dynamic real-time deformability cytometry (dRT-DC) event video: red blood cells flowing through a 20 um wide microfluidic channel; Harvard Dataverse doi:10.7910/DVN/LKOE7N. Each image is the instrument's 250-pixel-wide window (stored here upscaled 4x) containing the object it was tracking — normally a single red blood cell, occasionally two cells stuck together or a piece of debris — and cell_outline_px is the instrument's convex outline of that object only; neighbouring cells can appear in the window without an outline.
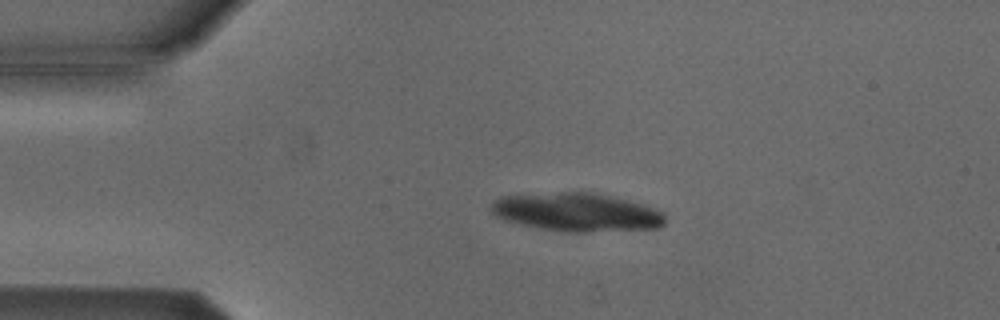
{"species": "Egyptian fruit bat (a non-hibernating species)", "species_latin": "Rousettus aegyptiacus", "temperature_condition": "cold", "stored_images_in_passage": 16, "camera_frame_rate_fps": 3000, "um_per_image_px": 0.085, "animal": {"sex": "male"}, "frame": {"image": 1, "passage_image": 10, "time_ms": 3.0, "image_size_px": [1000, 320], "cell_outline_px": [[664, 224], [660, 228], [588, 232], [564, 232], [540, 228], [520, 224], [504, 220], [496, 216], [488, 208], [492, 200], [500, 196], [564, 192], [588, 192], [608, 196], [640, 204], [664, 212]], "centroid_in_image_um": [48.96, 18.05], "position_along_channel_um": 36.0, "area_um2": 38.78}}